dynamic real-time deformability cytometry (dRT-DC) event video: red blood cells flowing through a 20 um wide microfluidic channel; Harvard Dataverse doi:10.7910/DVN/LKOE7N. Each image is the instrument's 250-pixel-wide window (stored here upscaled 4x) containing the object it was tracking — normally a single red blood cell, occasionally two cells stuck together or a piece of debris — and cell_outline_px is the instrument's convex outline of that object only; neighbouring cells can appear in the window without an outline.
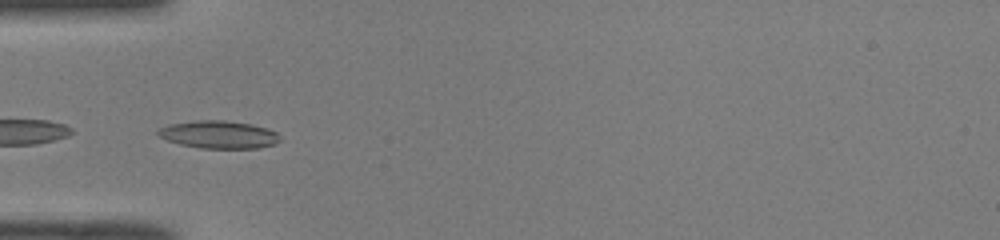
{"species": "common noctule bat (a hibernating species)", "species_latin": "Nyctalus noctula", "temperature_condition": "room temperature", "stored_images_in_passage": 23, "camera_frame_rate_fps": 3000, "um_per_image_px": 0.085, "animal": {"sex": "male", "body_mass_g": 19.0, "forearm_length_mm": 50.8}, "frame": {"image": 1, "passage_image": 14, "time_ms": 4.333, "image_size_px": [1000, 240], "cell_outline_px": [[280, 140], [276, 144], [260, 148], [200, 148], [180, 144], [156, 136], [156, 128], [168, 124], [196, 120], [224, 120], [252, 124], [268, 128], [276, 132], [280, 136]], "centroid_in_image_um": [18.57, 11.43], "position_along_channel_um": 66.4, "area_um2": 20.0}}
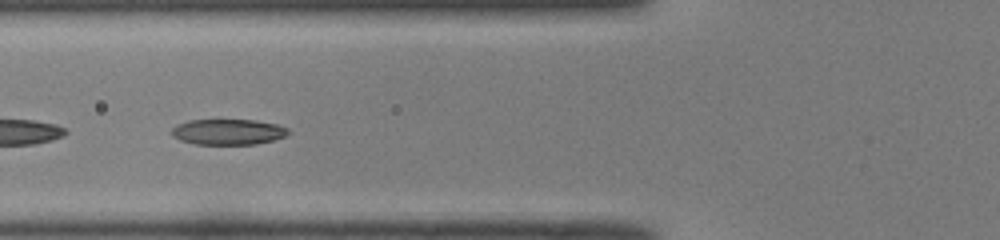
{"frame": {"image": 2, "passage_image": 17, "time_ms": 5.333, "image_size_px": [1000, 240], "cell_outline_px": [[288, 132], [284, 136], [272, 140], [256, 144], [196, 144], [180, 140], [172, 136], [172, 128], [176, 124], [188, 120], [256, 120], [276, 124], [288, 128]], "centroid_in_image_um": [19.35, 11.2], "position_along_channel_um": 106.5, "area_um2": 17.34}}